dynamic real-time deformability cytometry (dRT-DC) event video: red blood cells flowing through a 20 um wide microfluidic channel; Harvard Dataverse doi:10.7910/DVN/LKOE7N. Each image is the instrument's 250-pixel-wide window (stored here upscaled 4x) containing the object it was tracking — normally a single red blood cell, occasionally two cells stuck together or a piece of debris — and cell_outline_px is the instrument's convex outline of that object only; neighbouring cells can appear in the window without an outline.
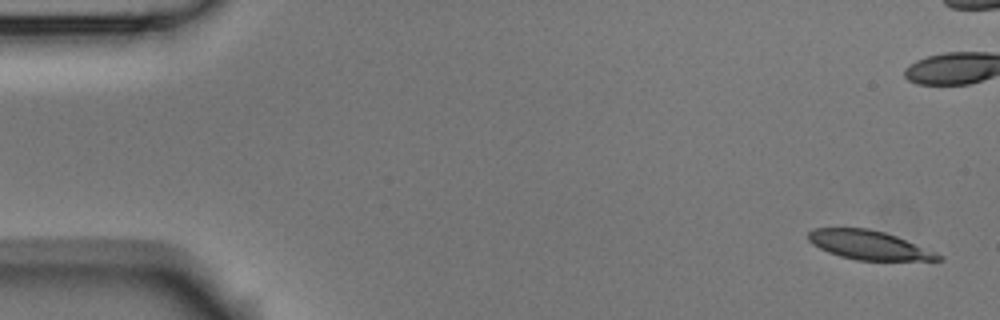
{"species": "Egyptian fruit bat (a non-hibernating species)", "species_latin": "Rousettus aegyptiacus", "temperature_condition": "room temperature", "stored_images_in_passage": 7, "camera_frame_rate_fps": 3000, "um_per_image_px": 0.085, "animal": {"sex": "male"}, "frame": {"image": 1, "passage_image": 1, "time_ms": 0.0, "image_size_px": [1000, 320], "cell_outline_px": [[944, 260], [856, 260], [840, 256], [828, 252], [812, 244], [808, 240], [808, 232], [812, 228], [868, 228], [884, 232], [896, 236], [936, 252], [944, 256]], "centroid_in_image_um": [73.84, 20.83], "position_along_channel_um": 11.2, "area_um2": 21.85}}